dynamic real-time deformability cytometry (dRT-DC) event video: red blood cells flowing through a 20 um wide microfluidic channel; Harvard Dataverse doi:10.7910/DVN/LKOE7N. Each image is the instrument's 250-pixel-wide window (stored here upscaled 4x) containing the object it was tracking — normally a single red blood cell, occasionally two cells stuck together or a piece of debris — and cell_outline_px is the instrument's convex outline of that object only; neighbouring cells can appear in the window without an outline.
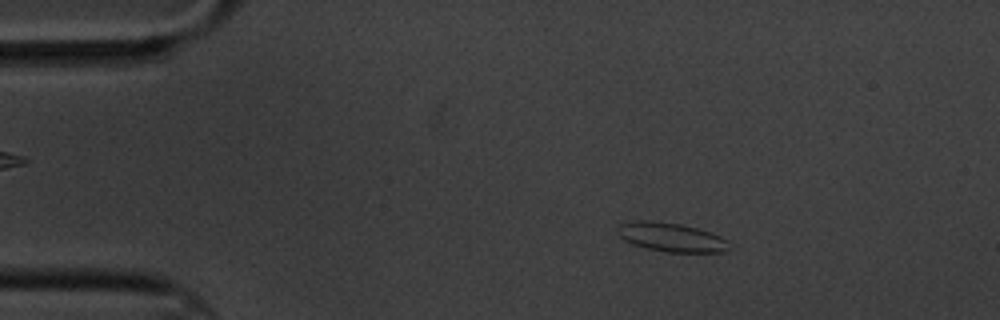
{"species": "common noctule bat (a hibernating species)", "species_latin": "Nyctalus noctula", "temperature_condition": "cold", "stored_images_in_passage": 4, "camera_frame_rate_fps": 3000, "um_per_image_px": 0.085, "animal": {"sex": "male", "body_mass_g": 20.1, "forearm_length_mm": 53.5}, "frame": {"image": 1, "passage_image": 2, "time_ms": 1.0, "image_size_px": [1000, 320], "cell_outline_px": [[728, 240], [724, 252], [664, 252], [632, 244], [624, 240], [616, 232], [616, 228], [620, 224], [636, 220], [652, 220], [680, 224], [696, 228], [720, 236]], "centroid_in_image_um": [56.98, 20.15], "position_along_channel_um": 28.0, "area_um2": 18.67}}
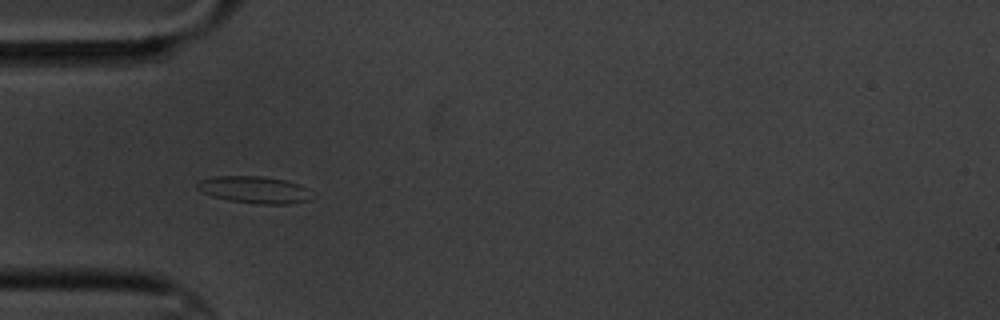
{"frame": {"image": 2, "passage_image": 4, "time_ms": 3.667, "image_size_px": [1000, 320], "cell_outline_px": [[316, 196], [308, 200], [288, 204], [256, 204], [228, 200], [212, 196], [200, 192], [196, 188], [196, 184], [200, 180], [216, 176], [260, 176], [284, 180], [300, 184], [308, 188]], "centroid_in_image_um": [21.65, 16.13], "position_along_channel_um": 63.3, "area_um2": 18.32}}